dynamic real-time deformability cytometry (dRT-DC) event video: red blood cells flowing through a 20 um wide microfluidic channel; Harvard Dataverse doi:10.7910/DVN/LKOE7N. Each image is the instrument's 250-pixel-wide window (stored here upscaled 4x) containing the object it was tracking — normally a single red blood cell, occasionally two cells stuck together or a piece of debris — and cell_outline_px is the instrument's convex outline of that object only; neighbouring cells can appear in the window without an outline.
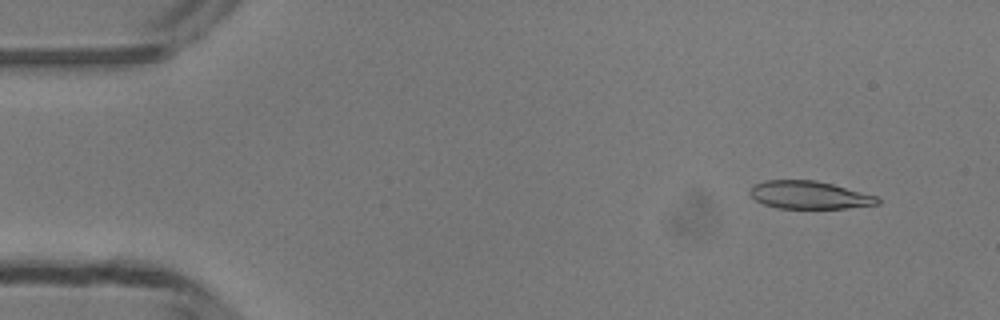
{"species": "common noctule bat (a hibernating species)", "species_latin": "Nyctalus noctula", "temperature_condition": "room temperature", "stored_images_in_passage": 46, "camera_frame_rate_fps": 3000, "um_per_image_px": 0.085, "animal": {"sex": "male", "body_mass_g": 13.3}, "frame": {"image": 1, "passage_image": 2, "time_ms": 0.333, "image_size_px": [1000, 320], "cell_outline_px": [[880, 204], [848, 208], [776, 208], [764, 204], [756, 200], [748, 192], [752, 184], [764, 180], [816, 180], [832, 184], [876, 196], [880, 200]], "centroid_in_image_um": [68.75, 16.57], "position_along_channel_um": 16.3, "area_um2": 20.69}}
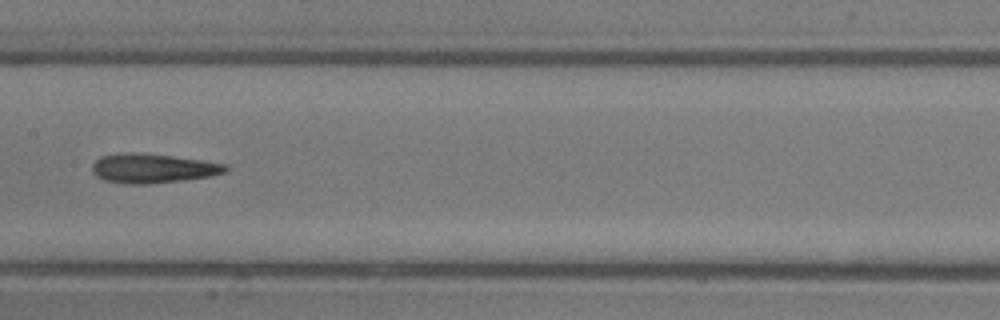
{"frame": {"image": 2, "passage_image": 22, "time_ms": 7.0, "image_size_px": [1000, 320], "cell_outline_px": [[228, 168], [224, 172], [212, 176], [184, 180], [148, 184], [128, 184], [104, 180], [96, 176], [92, 172], [92, 164], [100, 156], [124, 152], [132, 152], [172, 156], [200, 160], [224, 164]], "centroid_in_image_um": [12.93, 14.31], "position_along_channel_um": 194.5, "area_um2": 22.72}}
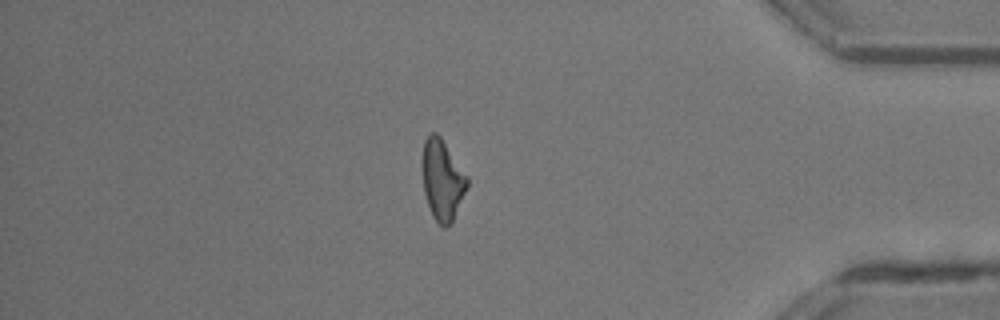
{"frame": {"image": 3, "passage_image": 39, "time_ms": 12.667, "image_size_px": [1000, 320], "cell_outline_px": [[468, 188], [452, 224], [448, 228], [444, 228], [432, 216], [424, 192], [424, 140], [432, 132], [436, 132], [440, 136], [468, 176]], "centroid_in_image_um": [37.65, 15.35], "position_along_channel_um": 397.5, "area_um2": 20.87}, "authors_computed_cell_mechanics": {"area_um2": 21.964, "velocity_mm_per_s": 4.2391, "shape_relaxation_time_tau1_ms": null, "shape_relaxation_time_tau2_ms": 5.7576, "deformation_change_tau1": null, "deformation_change_tau2": 0.2001}}